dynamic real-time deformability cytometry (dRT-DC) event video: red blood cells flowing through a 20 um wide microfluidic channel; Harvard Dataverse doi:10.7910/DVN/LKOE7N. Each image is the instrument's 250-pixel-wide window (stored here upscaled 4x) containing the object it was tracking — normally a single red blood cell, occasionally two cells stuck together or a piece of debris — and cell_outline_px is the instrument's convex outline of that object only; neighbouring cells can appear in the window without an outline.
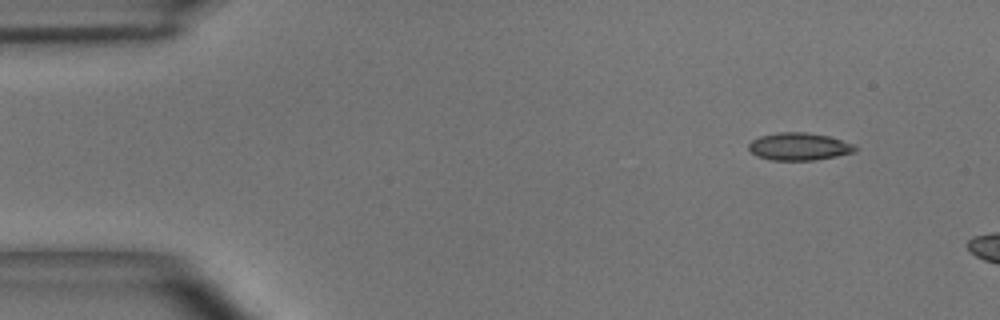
{"species": "common noctule bat (a hibernating species)", "species_latin": "Nyctalus noctula", "temperature_condition": "room temperature", "stored_images_in_passage": 11, "camera_frame_rate_fps": 3000, "um_per_image_px": 0.085, "animal": {"sex": "male", "body_mass_g": 15.6}, "frame": {"image": 1, "passage_image": 5, "time_ms": 1.333, "image_size_px": [1000, 320], "cell_outline_px": [[860, 148], [852, 152], [836, 156], [816, 160], [772, 160], [756, 156], [748, 148], [748, 144], [752, 140], [760, 136], [776, 132], [804, 132], [828, 136], [856, 144]], "centroid_in_image_um": [67.93, 12.45], "position_along_channel_um": 17.1, "area_um2": 17.17}}